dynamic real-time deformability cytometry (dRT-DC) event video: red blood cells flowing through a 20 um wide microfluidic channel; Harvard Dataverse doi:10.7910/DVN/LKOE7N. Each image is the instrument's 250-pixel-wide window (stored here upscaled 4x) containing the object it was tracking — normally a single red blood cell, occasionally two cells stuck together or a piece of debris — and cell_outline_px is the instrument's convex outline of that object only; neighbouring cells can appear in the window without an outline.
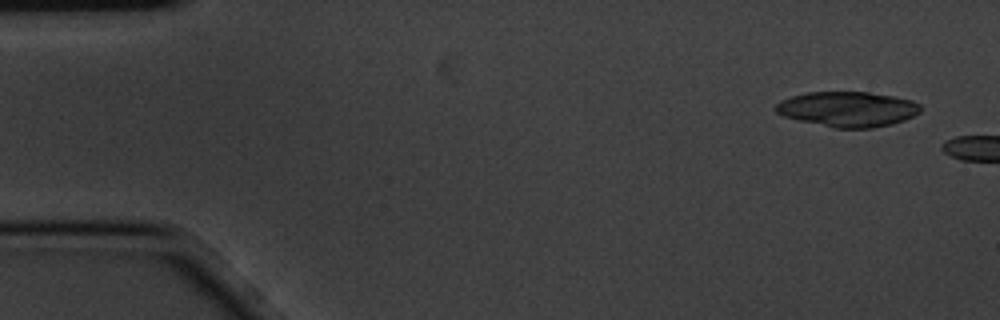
{"species": "common noctule bat (a hibernating species)", "species_latin": "Nyctalus noctula", "temperature_condition": "cold", "stored_images_in_passage": 2, "camera_frame_rate_fps": 3000, "um_per_image_px": 0.085, "animal": {"sex": "male", "body_mass_g": 20.1, "forearm_length_mm": 53.5}, "frame": {"image": 1, "passage_image": 1, "time_ms": 0.0, "image_size_px": [1000, 320], "cell_outline_px": [[920, 112], [904, 120], [892, 124], [872, 128], [836, 128], [800, 120], [784, 116], [776, 112], [772, 108], [780, 100], [792, 96], [808, 92], [868, 92], [892, 96], [912, 100], [920, 104]], "centroid_in_image_um": [72.04, 9.27], "position_along_channel_um": 13.0, "area_um2": 29.54}}